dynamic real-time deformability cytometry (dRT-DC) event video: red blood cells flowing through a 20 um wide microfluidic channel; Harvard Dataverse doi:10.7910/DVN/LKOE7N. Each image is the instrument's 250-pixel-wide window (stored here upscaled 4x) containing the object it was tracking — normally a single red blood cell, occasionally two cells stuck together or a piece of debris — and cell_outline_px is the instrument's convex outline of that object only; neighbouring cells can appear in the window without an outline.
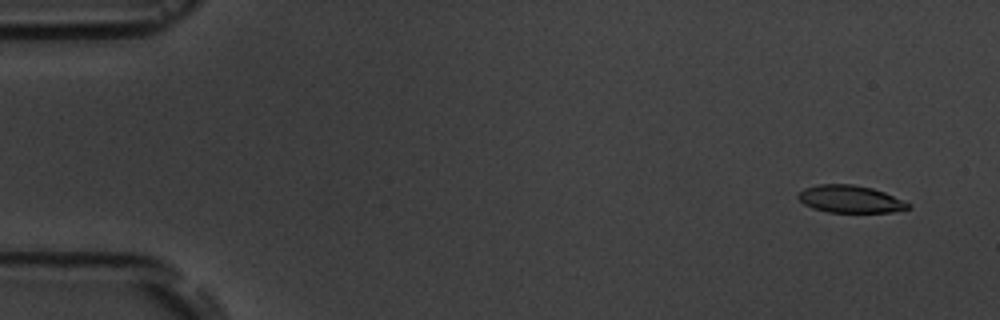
{"species": "common noctule bat (a hibernating species)", "species_latin": "Nyctalus noctula", "temperature_condition": "room temperature", "stored_images_in_passage": 5, "segment_of_instrument_passage": [2, 2], "camera_frame_rate_fps": 3000, "um_per_image_px": 0.085, "animal": {"sex": "male", "body_mass_g": 19.5, "forearm_length_mm": 54.6}, "frame": {"image": 1, "passage_image": 5, "time_ms": 5.667, "image_size_px": [1000, 320], "cell_outline_px": [[912, 208], [892, 212], [828, 212], [812, 208], [804, 204], [796, 196], [804, 188], [816, 184], [852, 184], [872, 188], [884, 192], [912, 204]], "centroid_in_image_um": [72.27, 16.92], "position_along_channel_um": 12.7, "area_um2": 17.63}}